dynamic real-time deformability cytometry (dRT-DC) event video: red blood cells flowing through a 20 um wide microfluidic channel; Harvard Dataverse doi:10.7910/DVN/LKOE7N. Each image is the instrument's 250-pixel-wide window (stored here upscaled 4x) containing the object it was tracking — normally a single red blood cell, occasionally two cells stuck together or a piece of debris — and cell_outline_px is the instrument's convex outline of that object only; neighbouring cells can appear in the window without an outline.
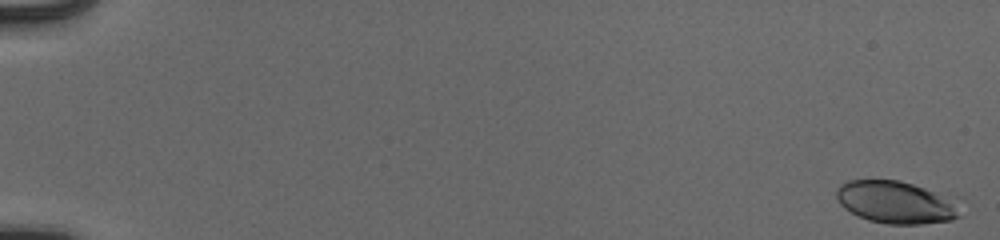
{"species": "human", "species_latin": "Homo sapiens", "temperature_condition": "cold", "stored_images_in_passage": 56, "camera_frame_rate_fps": 3000, "um_per_image_px": 0.085, "donor": {"sex": "male"}, "frame": {"image": 1, "passage_image": 2, "time_ms": 0.333, "image_size_px": [1000, 240], "cell_outline_px": [[960, 216], [952, 220], [920, 224], [888, 224], [868, 220], [844, 208], [840, 204], [836, 196], [836, 192], [840, 184], [848, 180], [896, 180], [912, 184], [924, 188], [932, 192], [948, 204]], "centroid_in_image_um": [75.94, 17.2], "position_along_channel_um": 9.1, "area_um2": 29.02}}
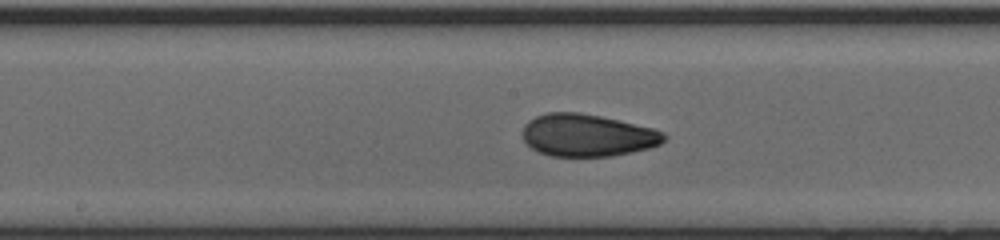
{"frame": {"image": 2, "passage_image": 32, "time_ms": 10.333, "image_size_px": [1000, 240], "cell_outline_px": [[668, 136], [660, 144], [648, 148], [632, 152], [612, 156], [552, 156], [540, 152], [532, 148], [524, 140], [524, 124], [528, 120], [536, 116], [548, 112], [580, 112], [620, 120], [652, 128], [664, 132]], "centroid_in_image_um": [49.94, 11.49], "position_along_channel_um": 198.3, "area_um2": 34.85}}
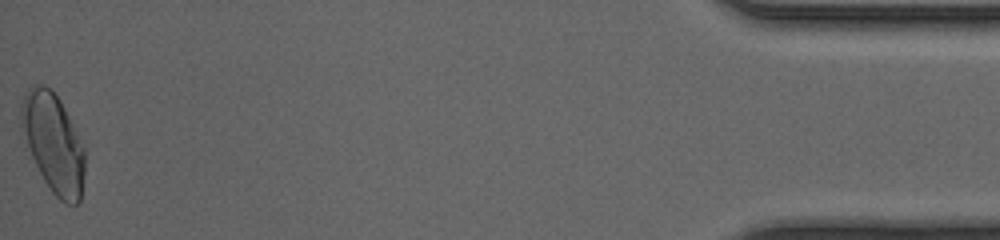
{"frame": {"image": 3, "passage_image": 56, "time_ms": 18.333, "image_size_px": [1000, 240], "cell_outline_px": [[84, 172], [80, 200], [76, 204], [68, 204], [60, 200], [52, 192], [44, 180], [32, 156], [20, 128], [20, 104], [28, 88], [32, 84], [44, 84], [60, 100], [84, 148]], "centroid_in_image_um": [4.5, 12.13], "position_along_channel_um": 430.7, "area_um2": 36.18}, "authors_computed_cell_mechanics": {"area_um2": 33.4662, "velocity_mm_per_s": 3.942, "shape_relaxation_time_tau1_ms": 7.7662, "shape_relaxation_time_tau2_ms": 1.2425, "deformation_change_tau1": 0.2138, "deformation_change_tau2": 0.0661}}